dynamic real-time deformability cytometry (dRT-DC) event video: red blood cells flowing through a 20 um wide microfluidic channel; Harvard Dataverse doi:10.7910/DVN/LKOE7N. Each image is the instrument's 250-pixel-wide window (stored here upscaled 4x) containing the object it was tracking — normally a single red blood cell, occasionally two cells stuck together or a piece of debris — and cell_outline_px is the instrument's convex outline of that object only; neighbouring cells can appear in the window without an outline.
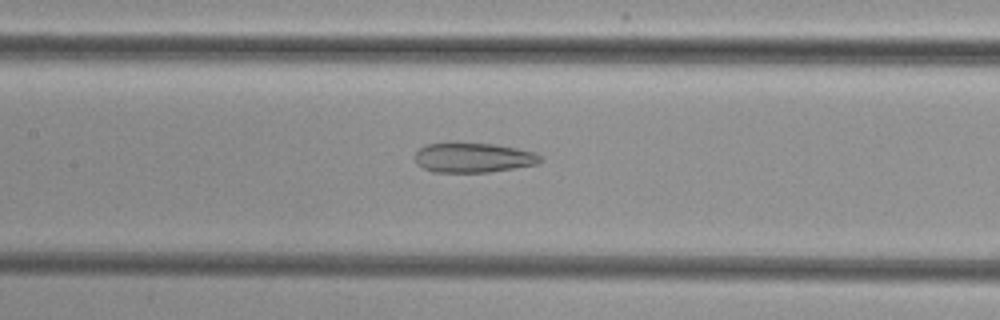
{"species": "common noctule bat (a hibernating species)", "species_latin": "Nyctalus noctula", "temperature_condition": "cold", "stored_images_in_passage": 51, "camera_frame_rate_fps": 3000, "um_per_image_px": 0.085, "animal": {"sex": "female", "body_mass_g": 29.2, "forearm_length_mm": 56.3}, "frame": {"image": 1, "passage_image": 23, "time_ms": 7.333, "image_size_px": [1000, 320], "cell_outline_px": [[540, 160], [536, 164], [488, 172], [432, 172], [416, 164], [416, 152], [420, 148], [428, 144], [492, 144], [516, 148], [536, 152], [540, 156]], "centroid_in_image_um": [40.22, 13.41], "position_along_channel_um": 167.2, "area_um2": 21.15}}
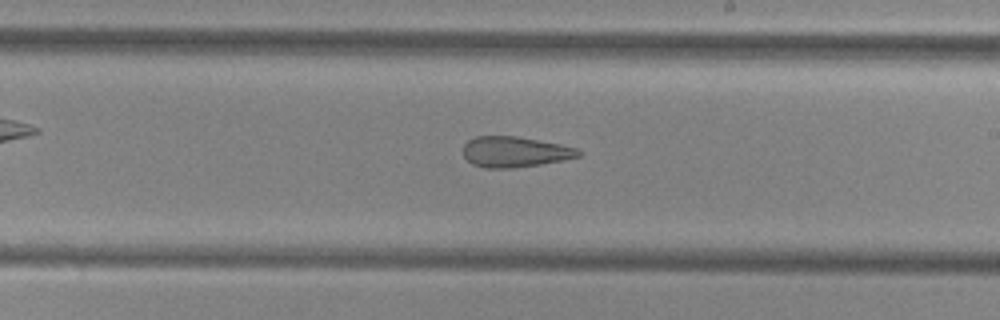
{"frame": {"image": 2, "passage_image": 29, "time_ms": 9.333, "image_size_px": [1000, 320], "cell_outline_px": [[580, 156], [564, 160], [516, 168], [484, 168], [472, 164], [464, 156], [464, 144], [468, 140], [476, 136], [516, 136], [560, 144], [576, 148], [580, 152]], "centroid_in_image_um": [43.74, 12.91], "position_along_channel_um": 245.3, "area_um2": 20.52}}
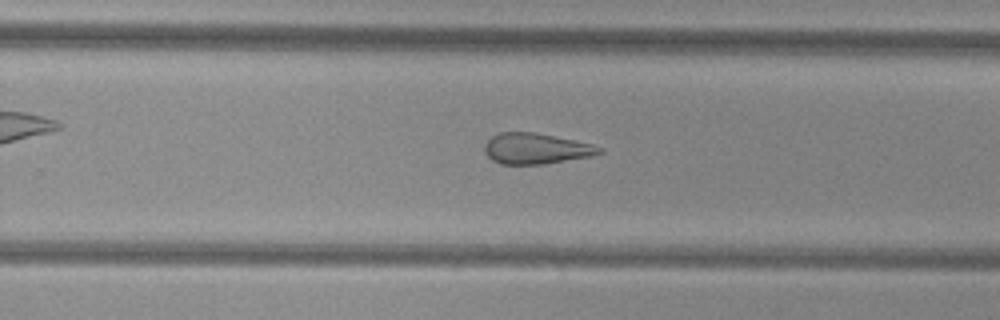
{"frame": {"image": 3, "passage_image": 32, "time_ms": 10.333, "image_size_px": [1000, 320], "cell_outline_px": [[604, 152], [592, 156], [544, 164], [500, 164], [492, 160], [484, 152], [484, 144], [492, 136], [500, 132], [536, 132], [592, 144], [604, 148]], "centroid_in_image_um": [45.56, 12.63], "position_along_channel_um": 284.2, "area_um2": 20.69}}